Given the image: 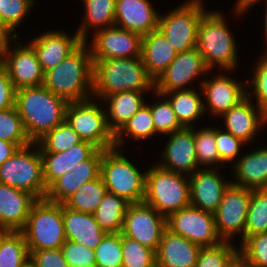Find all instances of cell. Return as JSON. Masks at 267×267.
<instances>
[{
    "label": "cell",
    "mask_w": 267,
    "mask_h": 267,
    "mask_svg": "<svg viewBox=\"0 0 267 267\" xmlns=\"http://www.w3.org/2000/svg\"><path fill=\"white\" fill-rule=\"evenodd\" d=\"M166 227L201 247L215 246L222 242L216 230L214 213L203 211L192 205L166 218Z\"/></svg>",
    "instance_id": "obj_11"
},
{
    "label": "cell",
    "mask_w": 267,
    "mask_h": 267,
    "mask_svg": "<svg viewBox=\"0 0 267 267\" xmlns=\"http://www.w3.org/2000/svg\"><path fill=\"white\" fill-rule=\"evenodd\" d=\"M266 4H267V0H266ZM264 25H265V32L264 33H266L265 34V36H266V41H267V5H266V11H265V21H264ZM266 45H267V42H266ZM267 47V46H266Z\"/></svg>",
    "instance_id": "obj_57"
},
{
    "label": "cell",
    "mask_w": 267,
    "mask_h": 267,
    "mask_svg": "<svg viewBox=\"0 0 267 267\" xmlns=\"http://www.w3.org/2000/svg\"><path fill=\"white\" fill-rule=\"evenodd\" d=\"M36 147L30 151V147ZM0 183L45 199L47 186L43 179L42 158L37 143L19 148L0 165Z\"/></svg>",
    "instance_id": "obj_8"
},
{
    "label": "cell",
    "mask_w": 267,
    "mask_h": 267,
    "mask_svg": "<svg viewBox=\"0 0 267 267\" xmlns=\"http://www.w3.org/2000/svg\"><path fill=\"white\" fill-rule=\"evenodd\" d=\"M162 160L157 165L163 169L190 176L199 169L196 160L194 126L183 127L170 133L162 151ZM164 159V160H163Z\"/></svg>",
    "instance_id": "obj_17"
},
{
    "label": "cell",
    "mask_w": 267,
    "mask_h": 267,
    "mask_svg": "<svg viewBox=\"0 0 267 267\" xmlns=\"http://www.w3.org/2000/svg\"><path fill=\"white\" fill-rule=\"evenodd\" d=\"M97 150L92 143L82 141L63 152H41L43 179L47 188L77 163L88 160Z\"/></svg>",
    "instance_id": "obj_25"
},
{
    "label": "cell",
    "mask_w": 267,
    "mask_h": 267,
    "mask_svg": "<svg viewBox=\"0 0 267 267\" xmlns=\"http://www.w3.org/2000/svg\"><path fill=\"white\" fill-rule=\"evenodd\" d=\"M238 254L239 249L228 241L201 247L195 267H229Z\"/></svg>",
    "instance_id": "obj_40"
},
{
    "label": "cell",
    "mask_w": 267,
    "mask_h": 267,
    "mask_svg": "<svg viewBox=\"0 0 267 267\" xmlns=\"http://www.w3.org/2000/svg\"><path fill=\"white\" fill-rule=\"evenodd\" d=\"M92 61V96L100 100L122 91L144 92L155 89V81L148 75L141 57Z\"/></svg>",
    "instance_id": "obj_3"
},
{
    "label": "cell",
    "mask_w": 267,
    "mask_h": 267,
    "mask_svg": "<svg viewBox=\"0 0 267 267\" xmlns=\"http://www.w3.org/2000/svg\"><path fill=\"white\" fill-rule=\"evenodd\" d=\"M251 100L252 97L247 95L220 116L225 121L224 130L245 142L246 145L256 135L259 127L267 123V115L257 105L255 107Z\"/></svg>",
    "instance_id": "obj_23"
},
{
    "label": "cell",
    "mask_w": 267,
    "mask_h": 267,
    "mask_svg": "<svg viewBox=\"0 0 267 267\" xmlns=\"http://www.w3.org/2000/svg\"><path fill=\"white\" fill-rule=\"evenodd\" d=\"M0 139L15 143L20 148L32 144L15 106L0 111Z\"/></svg>",
    "instance_id": "obj_39"
},
{
    "label": "cell",
    "mask_w": 267,
    "mask_h": 267,
    "mask_svg": "<svg viewBox=\"0 0 267 267\" xmlns=\"http://www.w3.org/2000/svg\"><path fill=\"white\" fill-rule=\"evenodd\" d=\"M17 38L0 22V53L9 44L10 39L16 41Z\"/></svg>",
    "instance_id": "obj_54"
},
{
    "label": "cell",
    "mask_w": 267,
    "mask_h": 267,
    "mask_svg": "<svg viewBox=\"0 0 267 267\" xmlns=\"http://www.w3.org/2000/svg\"><path fill=\"white\" fill-rule=\"evenodd\" d=\"M21 267H35V265L28 259Z\"/></svg>",
    "instance_id": "obj_58"
},
{
    "label": "cell",
    "mask_w": 267,
    "mask_h": 267,
    "mask_svg": "<svg viewBox=\"0 0 267 267\" xmlns=\"http://www.w3.org/2000/svg\"><path fill=\"white\" fill-rule=\"evenodd\" d=\"M128 205L129 202L124 198L107 192L93 215L105 232L119 233Z\"/></svg>",
    "instance_id": "obj_32"
},
{
    "label": "cell",
    "mask_w": 267,
    "mask_h": 267,
    "mask_svg": "<svg viewBox=\"0 0 267 267\" xmlns=\"http://www.w3.org/2000/svg\"><path fill=\"white\" fill-rule=\"evenodd\" d=\"M258 1L261 0H236V4L234 6V13H236L237 16L243 15L244 12L246 13V10L248 8L256 4V2L258 3Z\"/></svg>",
    "instance_id": "obj_55"
},
{
    "label": "cell",
    "mask_w": 267,
    "mask_h": 267,
    "mask_svg": "<svg viewBox=\"0 0 267 267\" xmlns=\"http://www.w3.org/2000/svg\"><path fill=\"white\" fill-rule=\"evenodd\" d=\"M9 44L0 53V64L6 69L15 89L43 85L44 73L36 52L30 44Z\"/></svg>",
    "instance_id": "obj_14"
},
{
    "label": "cell",
    "mask_w": 267,
    "mask_h": 267,
    "mask_svg": "<svg viewBox=\"0 0 267 267\" xmlns=\"http://www.w3.org/2000/svg\"><path fill=\"white\" fill-rule=\"evenodd\" d=\"M82 141L80 136L65 120L47 132L36 143L40 152H63Z\"/></svg>",
    "instance_id": "obj_37"
},
{
    "label": "cell",
    "mask_w": 267,
    "mask_h": 267,
    "mask_svg": "<svg viewBox=\"0 0 267 267\" xmlns=\"http://www.w3.org/2000/svg\"><path fill=\"white\" fill-rule=\"evenodd\" d=\"M190 205L214 213L231 181L223 180L216 168L197 169L189 176Z\"/></svg>",
    "instance_id": "obj_19"
},
{
    "label": "cell",
    "mask_w": 267,
    "mask_h": 267,
    "mask_svg": "<svg viewBox=\"0 0 267 267\" xmlns=\"http://www.w3.org/2000/svg\"><path fill=\"white\" fill-rule=\"evenodd\" d=\"M29 259L22 231H0V267H21Z\"/></svg>",
    "instance_id": "obj_33"
},
{
    "label": "cell",
    "mask_w": 267,
    "mask_h": 267,
    "mask_svg": "<svg viewBox=\"0 0 267 267\" xmlns=\"http://www.w3.org/2000/svg\"><path fill=\"white\" fill-rule=\"evenodd\" d=\"M237 158L232 166L236 181L231 184L249 189L267 188V148Z\"/></svg>",
    "instance_id": "obj_28"
},
{
    "label": "cell",
    "mask_w": 267,
    "mask_h": 267,
    "mask_svg": "<svg viewBox=\"0 0 267 267\" xmlns=\"http://www.w3.org/2000/svg\"><path fill=\"white\" fill-rule=\"evenodd\" d=\"M16 89L6 69L0 64V111L15 106Z\"/></svg>",
    "instance_id": "obj_52"
},
{
    "label": "cell",
    "mask_w": 267,
    "mask_h": 267,
    "mask_svg": "<svg viewBox=\"0 0 267 267\" xmlns=\"http://www.w3.org/2000/svg\"><path fill=\"white\" fill-rule=\"evenodd\" d=\"M122 267H156V251L121 234Z\"/></svg>",
    "instance_id": "obj_38"
},
{
    "label": "cell",
    "mask_w": 267,
    "mask_h": 267,
    "mask_svg": "<svg viewBox=\"0 0 267 267\" xmlns=\"http://www.w3.org/2000/svg\"><path fill=\"white\" fill-rule=\"evenodd\" d=\"M28 251L29 259L35 267H69L61 248Z\"/></svg>",
    "instance_id": "obj_51"
},
{
    "label": "cell",
    "mask_w": 267,
    "mask_h": 267,
    "mask_svg": "<svg viewBox=\"0 0 267 267\" xmlns=\"http://www.w3.org/2000/svg\"><path fill=\"white\" fill-rule=\"evenodd\" d=\"M166 218L146 202L129 203L121 234L157 251Z\"/></svg>",
    "instance_id": "obj_12"
},
{
    "label": "cell",
    "mask_w": 267,
    "mask_h": 267,
    "mask_svg": "<svg viewBox=\"0 0 267 267\" xmlns=\"http://www.w3.org/2000/svg\"><path fill=\"white\" fill-rule=\"evenodd\" d=\"M94 254L99 267H122L121 232L107 233Z\"/></svg>",
    "instance_id": "obj_42"
},
{
    "label": "cell",
    "mask_w": 267,
    "mask_h": 267,
    "mask_svg": "<svg viewBox=\"0 0 267 267\" xmlns=\"http://www.w3.org/2000/svg\"><path fill=\"white\" fill-rule=\"evenodd\" d=\"M93 99L69 102L65 120L83 141L101 150L115 148V135L108 127L106 111Z\"/></svg>",
    "instance_id": "obj_9"
},
{
    "label": "cell",
    "mask_w": 267,
    "mask_h": 267,
    "mask_svg": "<svg viewBox=\"0 0 267 267\" xmlns=\"http://www.w3.org/2000/svg\"><path fill=\"white\" fill-rule=\"evenodd\" d=\"M201 89L205 98L204 110L217 117L227 112L247 96V84H240L224 74L201 80ZM246 87V90H244ZM208 108V110H206Z\"/></svg>",
    "instance_id": "obj_18"
},
{
    "label": "cell",
    "mask_w": 267,
    "mask_h": 267,
    "mask_svg": "<svg viewBox=\"0 0 267 267\" xmlns=\"http://www.w3.org/2000/svg\"><path fill=\"white\" fill-rule=\"evenodd\" d=\"M102 150L98 149L88 160L77 163L70 171L77 179V190L100 176Z\"/></svg>",
    "instance_id": "obj_50"
},
{
    "label": "cell",
    "mask_w": 267,
    "mask_h": 267,
    "mask_svg": "<svg viewBox=\"0 0 267 267\" xmlns=\"http://www.w3.org/2000/svg\"><path fill=\"white\" fill-rule=\"evenodd\" d=\"M61 250L69 267H90L96 265L94 249L66 240Z\"/></svg>",
    "instance_id": "obj_47"
},
{
    "label": "cell",
    "mask_w": 267,
    "mask_h": 267,
    "mask_svg": "<svg viewBox=\"0 0 267 267\" xmlns=\"http://www.w3.org/2000/svg\"><path fill=\"white\" fill-rule=\"evenodd\" d=\"M223 13L206 11L198 26L197 49L209 70L231 71L238 65L237 46Z\"/></svg>",
    "instance_id": "obj_4"
},
{
    "label": "cell",
    "mask_w": 267,
    "mask_h": 267,
    "mask_svg": "<svg viewBox=\"0 0 267 267\" xmlns=\"http://www.w3.org/2000/svg\"><path fill=\"white\" fill-rule=\"evenodd\" d=\"M77 190V179L69 171L57 178L47 190L45 199L63 204Z\"/></svg>",
    "instance_id": "obj_49"
},
{
    "label": "cell",
    "mask_w": 267,
    "mask_h": 267,
    "mask_svg": "<svg viewBox=\"0 0 267 267\" xmlns=\"http://www.w3.org/2000/svg\"><path fill=\"white\" fill-rule=\"evenodd\" d=\"M36 201L31 193L0 183V231H21Z\"/></svg>",
    "instance_id": "obj_22"
},
{
    "label": "cell",
    "mask_w": 267,
    "mask_h": 267,
    "mask_svg": "<svg viewBox=\"0 0 267 267\" xmlns=\"http://www.w3.org/2000/svg\"><path fill=\"white\" fill-rule=\"evenodd\" d=\"M215 140L220 160L225 162H233L239 156L240 148L246 143L233 136L230 132L215 128Z\"/></svg>",
    "instance_id": "obj_48"
},
{
    "label": "cell",
    "mask_w": 267,
    "mask_h": 267,
    "mask_svg": "<svg viewBox=\"0 0 267 267\" xmlns=\"http://www.w3.org/2000/svg\"><path fill=\"white\" fill-rule=\"evenodd\" d=\"M89 47L92 60L141 57L142 36L112 26L95 31Z\"/></svg>",
    "instance_id": "obj_15"
},
{
    "label": "cell",
    "mask_w": 267,
    "mask_h": 267,
    "mask_svg": "<svg viewBox=\"0 0 267 267\" xmlns=\"http://www.w3.org/2000/svg\"><path fill=\"white\" fill-rule=\"evenodd\" d=\"M106 193L105 184L99 176L84 183L63 204L72 210L93 214Z\"/></svg>",
    "instance_id": "obj_34"
},
{
    "label": "cell",
    "mask_w": 267,
    "mask_h": 267,
    "mask_svg": "<svg viewBox=\"0 0 267 267\" xmlns=\"http://www.w3.org/2000/svg\"><path fill=\"white\" fill-rule=\"evenodd\" d=\"M28 250L58 249L65 243L63 204L38 199L31 207L25 227Z\"/></svg>",
    "instance_id": "obj_7"
},
{
    "label": "cell",
    "mask_w": 267,
    "mask_h": 267,
    "mask_svg": "<svg viewBox=\"0 0 267 267\" xmlns=\"http://www.w3.org/2000/svg\"><path fill=\"white\" fill-rule=\"evenodd\" d=\"M178 52L158 28L142 37L141 58L148 75L155 81L175 59Z\"/></svg>",
    "instance_id": "obj_27"
},
{
    "label": "cell",
    "mask_w": 267,
    "mask_h": 267,
    "mask_svg": "<svg viewBox=\"0 0 267 267\" xmlns=\"http://www.w3.org/2000/svg\"><path fill=\"white\" fill-rule=\"evenodd\" d=\"M68 103L43 85L16 90L15 107L32 143L65 121Z\"/></svg>",
    "instance_id": "obj_1"
},
{
    "label": "cell",
    "mask_w": 267,
    "mask_h": 267,
    "mask_svg": "<svg viewBox=\"0 0 267 267\" xmlns=\"http://www.w3.org/2000/svg\"><path fill=\"white\" fill-rule=\"evenodd\" d=\"M63 223L67 240L95 249L107 234L91 213L72 210L63 204Z\"/></svg>",
    "instance_id": "obj_26"
},
{
    "label": "cell",
    "mask_w": 267,
    "mask_h": 267,
    "mask_svg": "<svg viewBox=\"0 0 267 267\" xmlns=\"http://www.w3.org/2000/svg\"><path fill=\"white\" fill-rule=\"evenodd\" d=\"M19 148L15 143L0 139V165L8 160Z\"/></svg>",
    "instance_id": "obj_53"
},
{
    "label": "cell",
    "mask_w": 267,
    "mask_h": 267,
    "mask_svg": "<svg viewBox=\"0 0 267 267\" xmlns=\"http://www.w3.org/2000/svg\"><path fill=\"white\" fill-rule=\"evenodd\" d=\"M155 96L167 97L172 109L183 127H193L192 123L206 114L204 110V102L200 96V93L195 90L188 88L186 90H174L168 93H157ZM171 96V97H170Z\"/></svg>",
    "instance_id": "obj_30"
},
{
    "label": "cell",
    "mask_w": 267,
    "mask_h": 267,
    "mask_svg": "<svg viewBox=\"0 0 267 267\" xmlns=\"http://www.w3.org/2000/svg\"><path fill=\"white\" fill-rule=\"evenodd\" d=\"M205 12L200 0L187 1L159 15L158 29L178 53L192 50L197 47L198 26Z\"/></svg>",
    "instance_id": "obj_10"
},
{
    "label": "cell",
    "mask_w": 267,
    "mask_h": 267,
    "mask_svg": "<svg viewBox=\"0 0 267 267\" xmlns=\"http://www.w3.org/2000/svg\"><path fill=\"white\" fill-rule=\"evenodd\" d=\"M143 93L145 92L128 90L111 94L101 100L109 105L106 108V118L108 127L114 135L145 104Z\"/></svg>",
    "instance_id": "obj_29"
},
{
    "label": "cell",
    "mask_w": 267,
    "mask_h": 267,
    "mask_svg": "<svg viewBox=\"0 0 267 267\" xmlns=\"http://www.w3.org/2000/svg\"><path fill=\"white\" fill-rule=\"evenodd\" d=\"M238 249L239 254L255 267H267V232L245 238Z\"/></svg>",
    "instance_id": "obj_45"
},
{
    "label": "cell",
    "mask_w": 267,
    "mask_h": 267,
    "mask_svg": "<svg viewBox=\"0 0 267 267\" xmlns=\"http://www.w3.org/2000/svg\"><path fill=\"white\" fill-rule=\"evenodd\" d=\"M146 171L144 202L165 218L190 205L189 176L158 165Z\"/></svg>",
    "instance_id": "obj_5"
},
{
    "label": "cell",
    "mask_w": 267,
    "mask_h": 267,
    "mask_svg": "<svg viewBox=\"0 0 267 267\" xmlns=\"http://www.w3.org/2000/svg\"><path fill=\"white\" fill-rule=\"evenodd\" d=\"M153 103L150 106L155 131L157 134L169 135L183 128L178 121L168 99Z\"/></svg>",
    "instance_id": "obj_44"
},
{
    "label": "cell",
    "mask_w": 267,
    "mask_h": 267,
    "mask_svg": "<svg viewBox=\"0 0 267 267\" xmlns=\"http://www.w3.org/2000/svg\"><path fill=\"white\" fill-rule=\"evenodd\" d=\"M194 142L196 150V160L199 165H210L215 168L218 163H223L218 154L215 140V128L205 127L202 130L194 129Z\"/></svg>",
    "instance_id": "obj_41"
},
{
    "label": "cell",
    "mask_w": 267,
    "mask_h": 267,
    "mask_svg": "<svg viewBox=\"0 0 267 267\" xmlns=\"http://www.w3.org/2000/svg\"><path fill=\"white\" fill-rule=\"evenodd\" d=\"M264 53L265 55L263 54V56H260V60L254 67V76H252L251 81L245 83L247 84V89L250 88V86L252 88L254 87V90H249L247 95H255L256 105L267 115V50Z\"/></svg>",
    "instance_id": "obj_46"
},
{
    "label": "cell",
    "mask_w": 267,
    "mask_h": 267,
    "mask_svg": "<svg viewBox=\"0 0 267 267\" xmlns=\"http://www.w3.org/2000/svg\"><path fill=\"white\" fill-rule=\"evenodd\" d=\"M123 133L135 140H147L156 134L148 104H144L115 134V148L121 149L122 144L124 145Z\"/></svg>",
    "instance_id": "obj_35"
},
{
    "label": "cell",
    "mask_w": 267,
    "mask_h": 267,
    "mask_svg": "<svg viewBox=\"0 0 267 267\" xmlns=\"http://www.w3.org/2000/svg\"><path fill=\"white\" fill-rule=\"evenodd\" d=\"M229 267H255L253 264L246 261L240 254H238Z\"/></svg>",
    "instance_id": "obj_56"
},
{
    "label": "cell",
    "mask_w": 267,
    "mask_h": 267,
    "mask_svg": "<svg viewBox=\"0 0 267 267\" xmlns=\"http://www.w3.org/2000/svg\"><path fill=\"white\" fill-rule=\"evenodd\" d=\"M35 0H0V22L15 37L18 32L15 28L25 19L30 8H33ZM15 32V33H14Z\"/></svg>",
    "instance_id": "obj_43"
},
{
    "label": "cell",
    "mask_w": 267,
    "mask_h": 267,
    "mask_svg": "<svg viewBox=\"0 0 267 267\" xmlns=\"http://www.w3.org/2000/svg\"><path fill=\"white\" fill-rule=\"evenodd\" d=\"M83 40L76 32L73 36L63 31H49L29 43L36 52L43 73L54 68L72 53Z\"/></svg>",
    "instance_id": "obj_21"
},
{
    "label": "cell",
    "mask_w": 267,
    "mask_h": 267,
    "mask_svg": "<svg viewBox=\"0 0 267 267\" xmlns=\"http://www.w3.org/2000/svg\"><path fill=\"white\" fill-rule=\"evenodd\" d=\"M159 15L149 0H116L114 25L143 37L158 28Z\"/></svg>",
    "instance_id": "obj_20"
},
{
    "label": "cell",
    "mask_w": 267,
    "mask_h": 267,
    "mask_svg": "<svg viewBox=\"0 0 267 267\" xmlns=\"http://www.w3.org/2000/svg\"><path fill=\"white\" fill-rule=\"evenodd\" d=\"M207 68L202 55L197 48L180 52L155 80L154 92L163 94L174 90H186L187 84L194 78L207 73Z\"/></svg>",
    "instance_id": "obj_16"
},
{
    "label": "cell",
    "mask_w": 267,
    "mask_h": 267,
    "mask_svg": "<svg viewBox=\"0 0 267 267\" xmlns=\"http://www.w3.org/2000/svg\"><path fill=\"white\" fill-rule=\"evenodd\" d=\"M100 176L108 193L122 197L129 203L144 201L146 172H140L134 163L123 156L122 150H102Z\"/></svg>",
    "instance_id": "obj_6"
},
{
    "label": "cell",
    "mask_w": 267,
    "mask_h": 267,
    "mask_svg": "<svg viewBox=\"0 0 267 267\" xmlns=\"http://www.w3.org/2000/svg\"><path fill=\"white\" fill-rule=\"evenodd\" d=\"M264 232H267V188L251 189L244 239Z\"/></svg>",
    "instance_id": "obj_36"
},
{
    "label": "cell",
    "mask_w": 267,
    "mask_h": 267,
    "mask_svg": "<svg viewBox=\"0 0 267 267\" xmlns=\"http://www.w3.org/2000/svg\"><path fill=\"white\" fill-rule=\"evenodd\" d=\"M200 249L166 227L156 251V267H195Z\"/></svg>",
    "instance_id": "obj_24"
},
{
    "label": "cell",
    "mask_w": 267,
    "mask_h": 267,
    "mask_svg": "<svg viewBox=\"0 0 267 267\" xmlns=\"http://www.w3.org/2000/svg\"><path fill=\"white\" fill-rule=\"evenodd\" d=\"M87 42L83 41L61 63L44 73L43 86L68 102L93 98V61Z\"/></svg>",
    "instance_id": "obj_2"
},
{
    "label": "cell",
    "mask_w": 267,
    "mask_h": 267,
    "mask_svg": "<svg viewBox=\"0 0 267 267\" xmlns=\"http://www.w3.org/2000/svg\"><path fill=\"white\" fill-rule=\"evenodd\" d=\"M250 200L251 189L249 188L230 184L225 190L222 200L214 212L216 230L222 241L231 242L233 236H236L239 232L242 237L241 242L244 240Z\"/></svg>",
    "instance_id": "obj_13"
},
{
    "label": "cell",
    "mask_w": 267,
    "mask_h": 267,
    "mask_svg": "<svg viewBox=\"0 0 267 267\" xmlns=\"http://www.w3.org/2000/svg\"><path fill=\"white\" fill-rule=\"evenodd\" d=\"M85 16L77 33L83 41L88 40L90 28L96 31L114 26L116 0H83ZM91 26V27H90Z\"/></svg>",
    "instance_id": "obj_31"
}]
</instances>
